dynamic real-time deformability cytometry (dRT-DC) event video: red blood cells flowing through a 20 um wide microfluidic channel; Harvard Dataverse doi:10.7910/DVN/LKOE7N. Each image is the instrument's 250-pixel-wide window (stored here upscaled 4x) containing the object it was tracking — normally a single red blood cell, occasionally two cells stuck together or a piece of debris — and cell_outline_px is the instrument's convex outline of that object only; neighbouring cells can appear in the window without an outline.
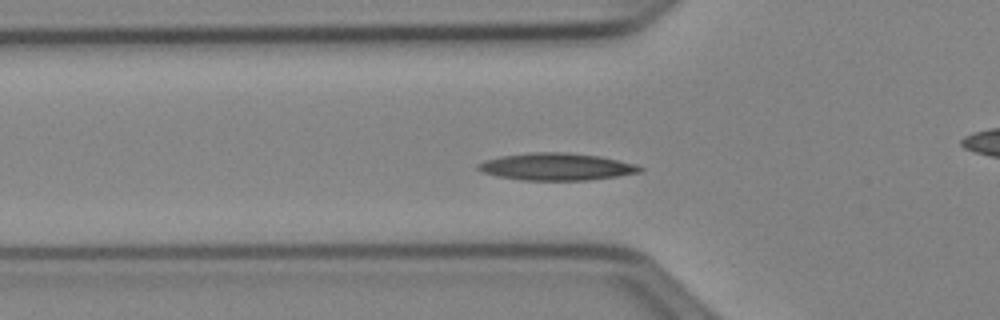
{"species": "Egyptian fruit bat (a non-hibernating species)", "species_latin": "Rousettus aegyptiacus", "temperature_condition": "cold", "stored_images_in_passage": 42, "camera_frame_rate_fps": 3000, "um_per_image_px": 0.085, "animal": {"sex": "female"}, "frame": {"image": 1, "passage_image": 7, "time_ms": 2.0, "image_size_px": [1000, 320], "cell_outline_px": [[644, 168], [640, 172], [616, 176], [588, 180], [520, 180], [496, 176], [480, 172], [476, 168], [476, 164], [484, 160], [500, 156], [528, 152], [564, 152], [600, 156], [636, 164]], "centroid_in_image_um": [47.23, 14.16], "position_along_channel_um": 78.6, "area_um2": 25.84}}
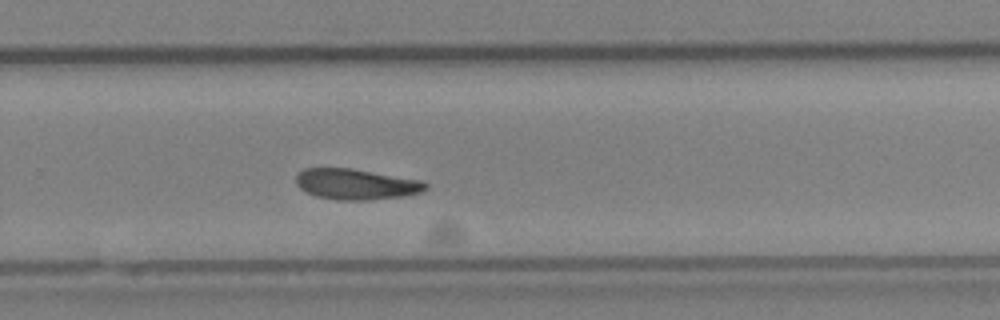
{"frame": {"image": 2, "passage_image": 24, "time_ms": 7.667, "image_size_px": [1000, 320], "cell_outline_px": [[428, 188], [420, 192], [404, 196], [368, 200], [336, 200], [316, 196], [300, 188], [296, 184], [296, 176], [304, 168], [352, 168], [420, 180], [428, 184]], "centroid_in_image_um": [30.26, 15.66], "position_along_channel_um": 299.5, "area_um2": 23.12}}
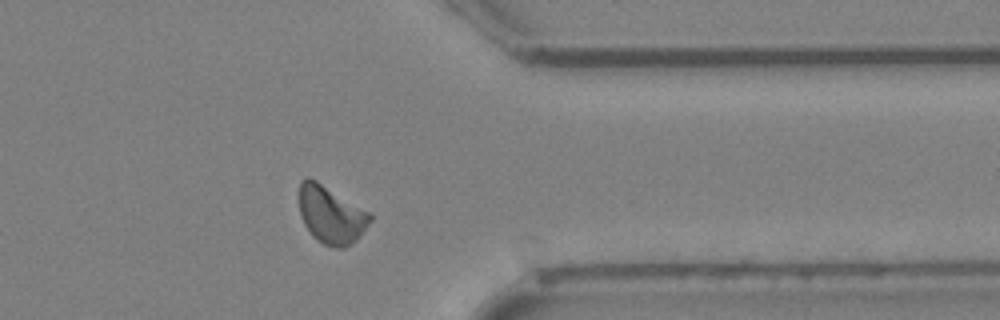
{"frame": {"image": 3, "passage_image": 31, "time_ms": 10.0, "image_size_px": [1000, 320], "cell_outline_px": [[372, 220], [360, 236], [352, 244], [344, 248], [336, 248], [324, 244], [316, 240], [312, 236], [304, 224], [300, 216], [300, 180], [304, 176], [308, 176], [316, 180], [372, 212]], "centroid_in_image_um": [28.16, 18.25], "position_along_channel_um": 383.2, "area_um2": 24.22}, "authors_computed_cell_mechanics": {"area_um2": 23.12, "velocity_mm_per_s": 3.9007, "shape_relaxation_time_tau1_ms": 7.9741, "shape_relaxation_time_tau2_ms": 7.119, "deformation_change_tau1": 0.1704, "deformation_change_tau2": 0.1477}}